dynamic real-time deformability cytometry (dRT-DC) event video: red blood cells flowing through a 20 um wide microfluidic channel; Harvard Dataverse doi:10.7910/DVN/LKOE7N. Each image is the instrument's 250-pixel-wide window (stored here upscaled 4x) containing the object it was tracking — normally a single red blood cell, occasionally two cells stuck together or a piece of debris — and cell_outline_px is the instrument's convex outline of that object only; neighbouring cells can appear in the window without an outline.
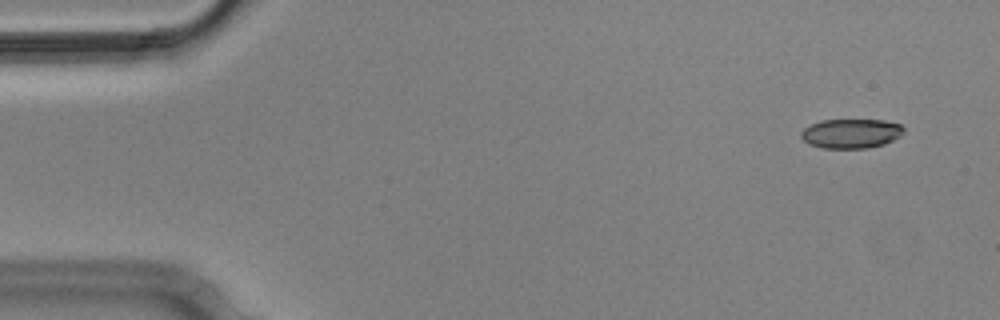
{"species": "Egyptian fruit bat (a non-hibernating species)", "species_latin": "Rousettus aegyptiacus", "temperature_condition": "cold", "stored_images_in_passage": 5, "camera_frame_rate_fps": 3000, "um_per_image_px": 0.085, "animal": {"sex": "male"}, "frame": {"image": 1, "passage_image": 2, "time_ms": 0.333, "image_size_px": [1000, 320], "cell_outline_px": [[904, 132], [900, 136], [884, 144], [868, 148], [820, 148], [808, 144], [800, 136], [800, 132], [804, 128], [820, 120], [884, 120], [900, 124], [904, 128]], "centroid_in_image_um": [72.33, 11.35], "position_along_channel_um": 12.7, "area_um2": 17.69}}
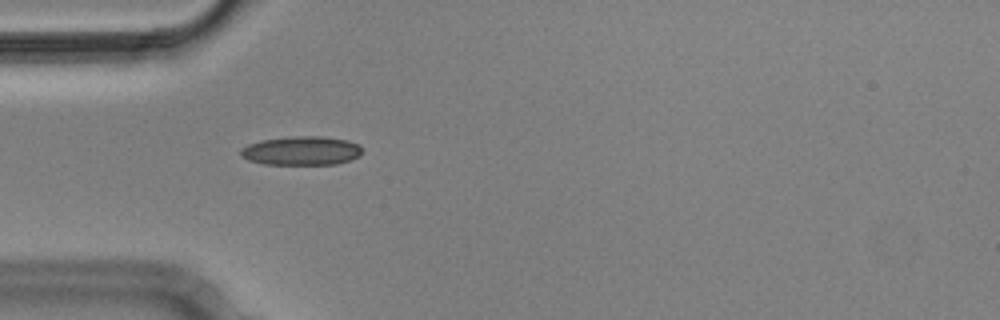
{"frame": {"image": 2, "passage_image": 5, "time_ms": 1.333, "image_size_px": [1000, 320], "cell_outline_px": [[360, 156], [336, 164], [264, 164], [248, 160], [240, 156], [240, 148], [248, 144], [260, 140], [292, 136], [320, 136], [348, 140], [360, 144]], "centroid_in_image_um": [25.59, 12.8], "position_along_channel_um": 59.4, "area_um2": 20.52}}